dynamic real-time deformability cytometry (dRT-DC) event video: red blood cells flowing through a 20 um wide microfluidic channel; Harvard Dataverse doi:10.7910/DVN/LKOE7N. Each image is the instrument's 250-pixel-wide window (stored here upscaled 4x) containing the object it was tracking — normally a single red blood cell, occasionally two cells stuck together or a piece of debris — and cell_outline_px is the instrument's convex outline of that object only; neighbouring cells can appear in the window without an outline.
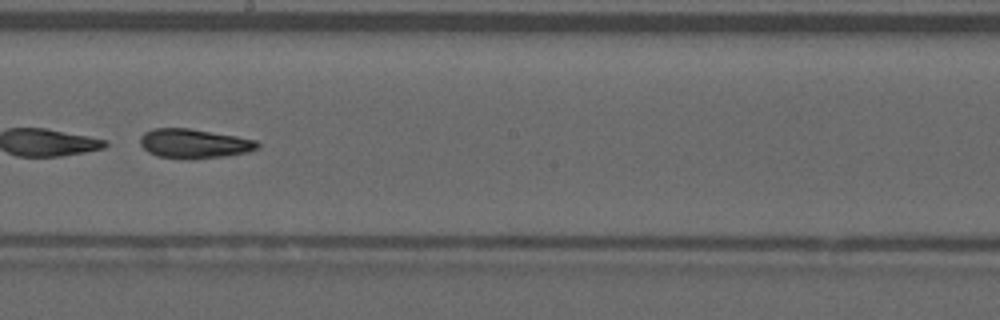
{"species": "common noctule bat (a hibernating species)", "species_latin": "Nyctalus noctula", "temperature_condition": "warm", "stored_images_in_passage": 52, "camera_frame_rate_fps": 3000, "um_per_image_px": 0.085, "animal": {"sex": "male", "forearm_length_mm": 52.5}, "frame": {"image": 1, "passage_image": 30, "time_ms": 9.667, "image_size_px": [1000, 320], "cell_outline_px": [[260, 148], [248, 152], [224, 156], [160, 156], [148, 152], [140, 144], [140, 136], [144, 132], [152, 128], [188, 128], [236, 136], [256, 140], [260, 144]], "centroid_in_image_um": [16.51, 12.15], "position_along_channel_um": 231.7, "area_um2": 19.25}}